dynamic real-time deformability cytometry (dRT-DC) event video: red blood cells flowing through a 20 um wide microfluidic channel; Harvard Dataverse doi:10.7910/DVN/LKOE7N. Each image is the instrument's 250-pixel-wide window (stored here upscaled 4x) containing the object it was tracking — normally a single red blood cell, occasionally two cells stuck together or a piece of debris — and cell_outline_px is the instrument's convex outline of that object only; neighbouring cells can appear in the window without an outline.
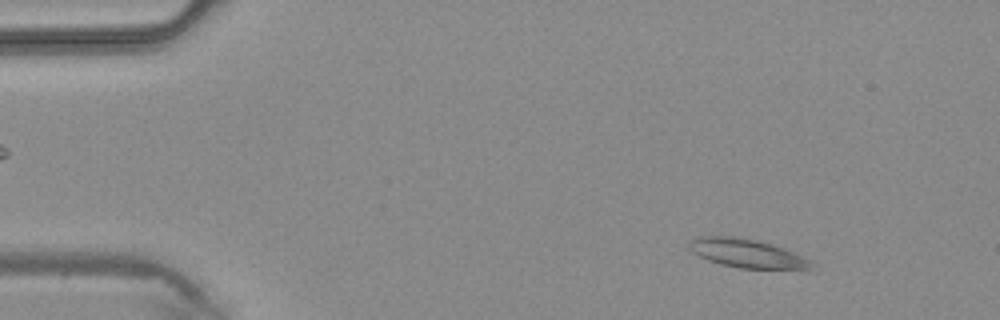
{"species": "common noctule bat (a hibernating species)", "species_latin": "Nyctalus noctula", "temperature_condition": "warm", "stored_images_in_passage": 44, "camera_frame_rate_fps": 3000, "um_per_image_px": 0.085, "animal": {"sex": "male", "body_mass_g": 20.4}, "frame": {"image": 1, "passage_image": 6, "time_ms": 1.667, "image_size_px": [1000, 320], "cell_outline_px": [[808, 268], [740, 268], [720, 264], [708, 260], [692, 252], [688, 248], [688, 240], [696, 236], [732, 236], [756, 240], [772, 244], [792, 252], [808, 260]], "centroid_in_image_um": [63.3, 21.5], "position_along_channel_um": 21.7, "area_um2": 19.83}}
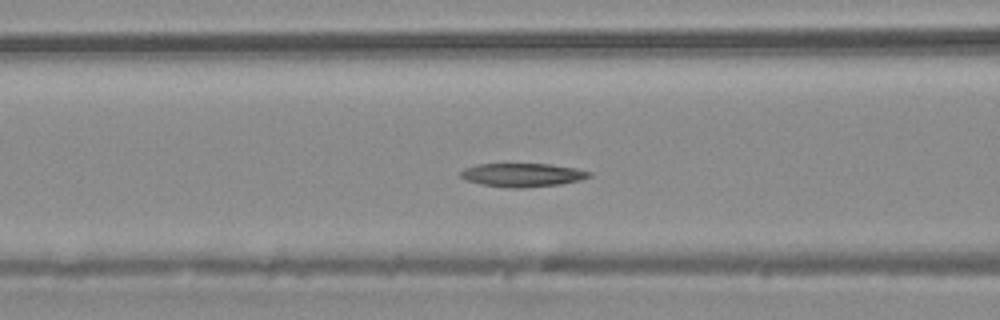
{"frame": {"image": 2, "passage_image": 18, "time_ms": 5.667, "image_size_px": [1000, 320], "cell_outline_px": [[592, 176], [580, 180], [560, 184], [528, 188], [508, 188], [480, 184], [464, 180], [460, 176], [460, 172], [464, 168], [476, 164], [548, 164], [576, 168], [592, 172]], "centroid_in_image_um": [44.39, 14.88], "position_along_channel_um": 122.2, "area_um2": 17.86}}
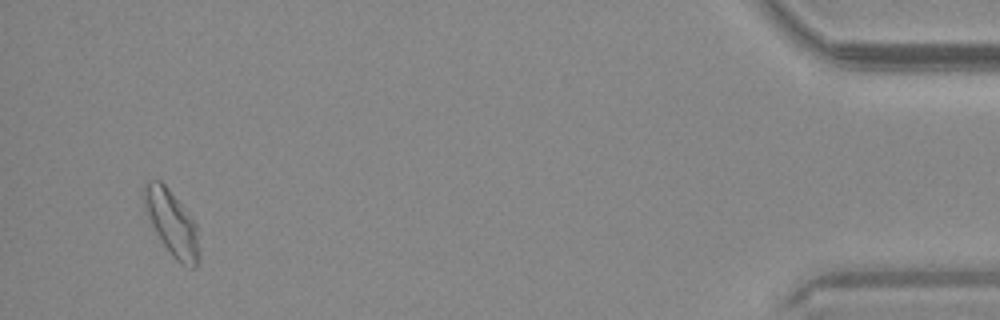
{"frame": {"image": 3, "passage_image": 42, "time_ms": 13.667, "image_size_px": [1000, 320], "cell_outline_px": [[200, 256], [196, 268], [192, 268], [180, 264], [172, 256], [156, 232], [152, 224], [144, 204], [144, 180], [160, 180], [168, 188], [196, 224]], "centroid_in_image_um": [14.62, 18.98], "position_along_channel_um": 420.6, "area_um2": 20.52}}